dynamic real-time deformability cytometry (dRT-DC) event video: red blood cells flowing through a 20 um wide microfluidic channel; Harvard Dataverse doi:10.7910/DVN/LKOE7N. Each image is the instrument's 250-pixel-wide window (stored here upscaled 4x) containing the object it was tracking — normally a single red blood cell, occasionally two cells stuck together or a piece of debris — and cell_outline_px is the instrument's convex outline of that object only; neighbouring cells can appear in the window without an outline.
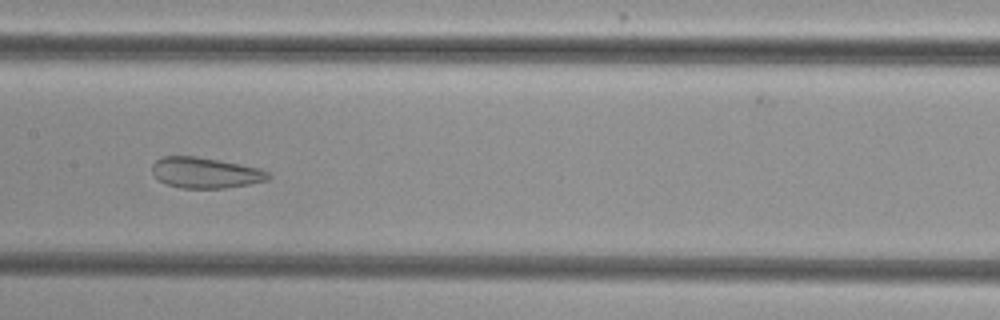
{"species": "common noctule bat (a hibernating species)", "species_latin": "Nyctalus noctula", "temperature_condition": "cold", "stored_images_in_passage": 50, "camera_frame_rate_fps": 3000, "um_per_image_px": 0.085, "animal": {"sex": "female", "body_mass_g": 29.2, "forearm_length_mm": 56.3}, "frame": {"image": 1, "passage_image": 24, "time_ms": 7.667, "image_size_px": [1000, 320], "cell_outline_px": [[272, 176], [268, 180], [248, 184], [224, 188], [180, 188], [168, 184], [160, 180], [152, 172], [152, 164], [156, 160], [164, 156], [196, 156], [260, 168], [268, 172]], "centroid_in_image_um": [17.47, 14.68], "position_along_channel_um": 189.9, "area_um2": 20.63}}
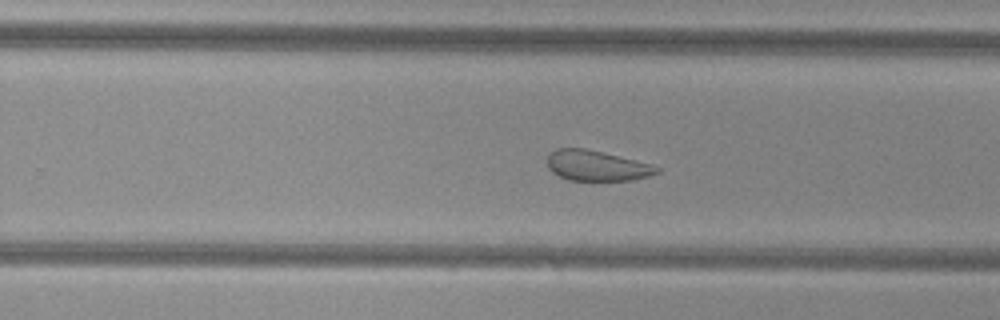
{"frame": {"image": 2, "passage_image": 31, "time_ms": 10.0, "image_size_px": [1000, 320], "cell_outline_px": [[660, 172], [648, 176], [632, 180], [568, 180], [552, 172], [548, 168], [548, 156], [556, 148], [584, 148], [652, 164], [660, 168]], "centroid_in_image_um": [50.72, 14.09], "position_along_channel_um": 279.1, "area_um2": 19.19}}
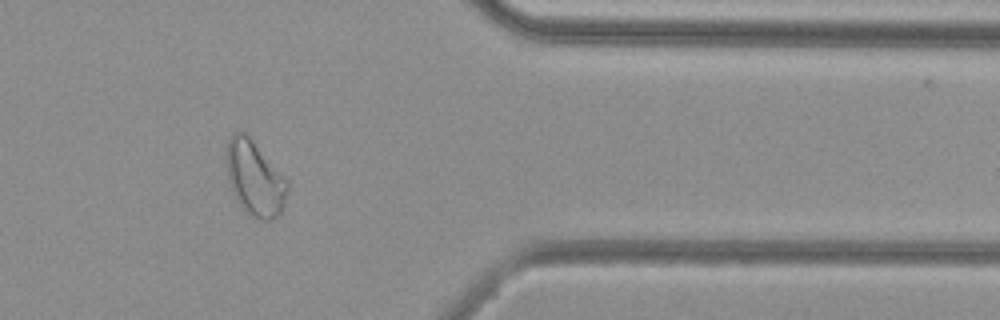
{"frame": {"image": 3, "passage_image": 41, "time_ms": 13.333, "image_size_px": [1000, 320], "cell_outline_px": [[288, 188], [284, 204], [280, 216], [272, 220], [260, 220], [244, 212], [236, 200], [228, 180], [228, 136], [232, 132], [244, 132], [252, 140], [288, 180]], "centroid_in_image_um": [21.68, 15.21], "position_along_channel_um": 389.7, "area_um2": 26.47}, "authors_computed_cell_mechanics": {"area_um2": 26.9059, "velocity_mm_per_s": 3.826, "shape_relaxation_time_tau1_ms": null, "shape_relaxation_time_tau2_ms": 1.4255, "deformation_change_tau1": null, "deformation_change_tau2": 0.0919}}